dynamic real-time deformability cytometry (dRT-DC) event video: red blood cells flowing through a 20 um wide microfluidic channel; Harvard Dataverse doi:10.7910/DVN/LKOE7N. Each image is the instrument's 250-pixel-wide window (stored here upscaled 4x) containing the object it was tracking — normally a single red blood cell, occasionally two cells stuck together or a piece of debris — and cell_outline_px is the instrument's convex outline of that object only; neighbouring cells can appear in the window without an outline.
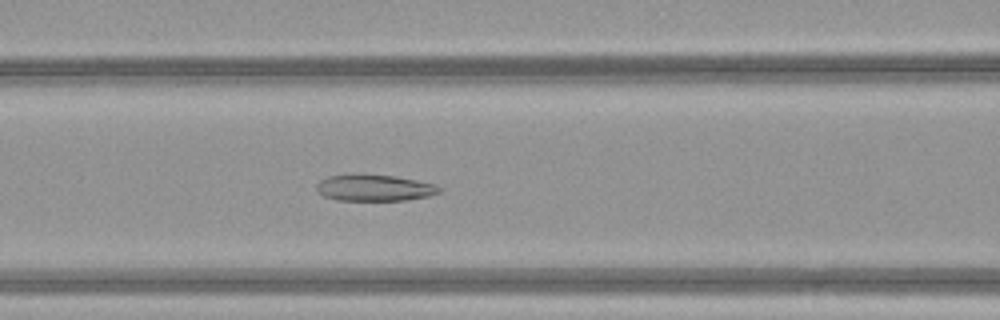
{"species": "common noctule bat (a hibernating species)", "species_latin": "Nyctalus noctula", "temperature_condition": "warm", "stored_images_in_passage": 49, "camera_frame_rate_fps": 3000, "um_per_image_px": 0.085, "animal": {"sex": "female", "body_mass_g": 21.9}, "frame": {"image": 1, "passage_image": 22, "time_ms": 7.0, "image_size_px": [1000, 320], "cell_outline_px": [[444, 188], [440, 192], [428, 196], [404, 200], [336, 200], [324, 196], [316, 188], [316, 184], [320, 180], [328, 176], [392, 176], [436, 184]], "centroid_in_image_um": [31.87, 15.99], "position_along_channel_um": 134.7, "area_um2": 18.26}}
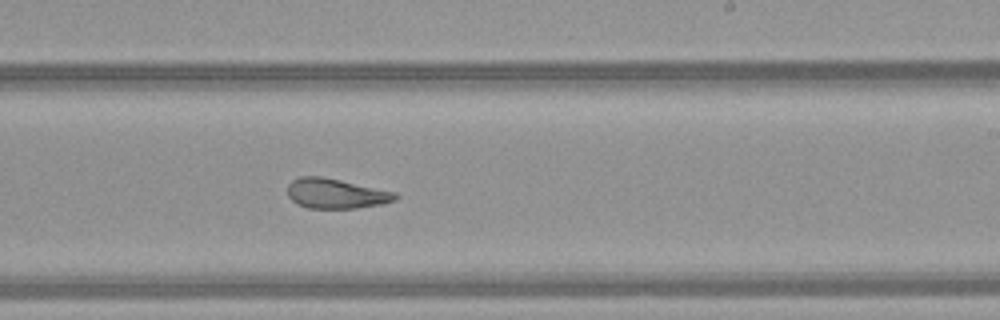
{"frame": {"image": 2, "passage_image": 31, "time_ms": 10.0, "image_size_px": [1000, 320], "cell_outline_px": [[400, 196], [396, 200], [380, 204], [356, 208], [308, 208], [296, 204], [288, 196], [288, 184], [292, 180], [300, 176], [320, 176], [340, 180], [396, 192]], "centroid_in_image_um": [28.54, 16.45], "position_along_channel_um": 260.5, "area_um2": 18.79}}
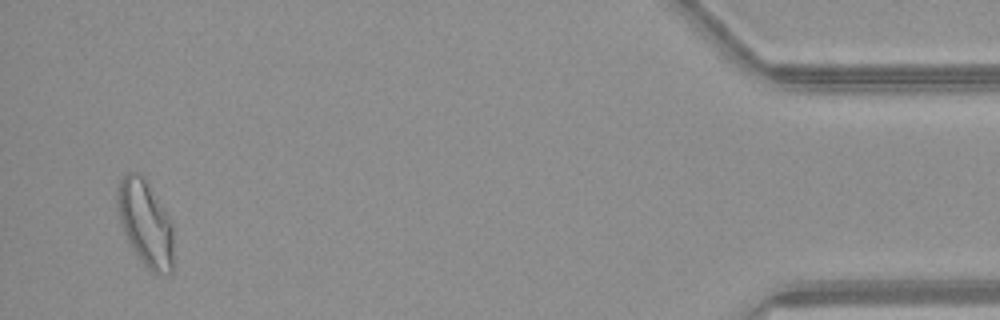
{"frame": {"image": 3, "passage_image": 48, "time_ms": 15.667, "image_size_px": [1000, 320], "cell_outline_px": [[176, 264], [172, 272], [156, 276], [140, 260], [128, 240], [120, 224], [116, 204], [116, 192], [120, 180], [128, 172], [140, 172], [144, 176], [172, 220]], "centroid_in_image_um": [12.41, 19.01], "position_along_channel_um": 422.8, "area_um2": 29.13}, "authors_computed_cell_mechanics": {"area_um2": 23.8136, "velocity_mm_per_s": 4.1905, "shape_relaxation_time_tau1_ms": null, "shape_relaxation_time_tau2_ms": 2.2453, "deformation_change_tau1": null, "deformation_change_tau2": 0.109}}